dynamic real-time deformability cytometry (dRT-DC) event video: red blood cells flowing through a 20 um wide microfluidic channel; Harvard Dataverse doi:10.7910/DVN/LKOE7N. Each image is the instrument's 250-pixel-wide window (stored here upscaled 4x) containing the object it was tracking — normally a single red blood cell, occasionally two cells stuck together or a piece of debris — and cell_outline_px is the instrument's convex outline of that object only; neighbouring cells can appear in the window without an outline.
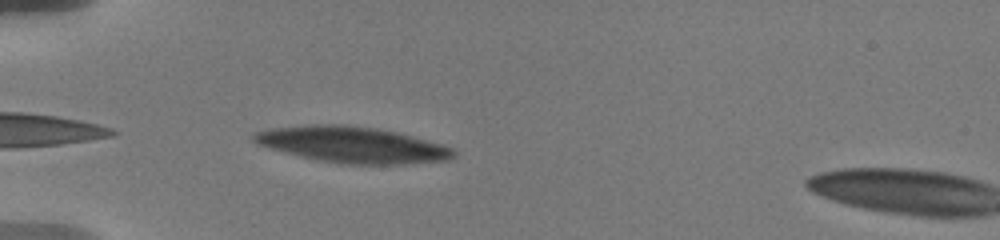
{"species": "human", "species_latin": "Homo sapiens", "temperature_condition": "warm", "stored_images_in_passage": 15, "camera_frame_rate_fps": 3000, "um_per_image_px": 0.085, "donor": {"sex": "male"}, "frame": {"image": 1, "passage_image": 4, "time_ms": 0.667, "image_size_px": [1000, 240], "cell_outline_px": [[456, 152], [448, 160], [404, 164], [344, 164], [316, 160], [300, 156], [256, 144], [252, 140], [252, 136], [256, 132], [276, 128], [316, 124], [344, 124], [376, 128], [396, 132], [440, 144], [452, 148]], "centroid_in_image_um": [29.93, 12.3], "position_along_channel_um": 55.1, "area_um2": 41.5}}
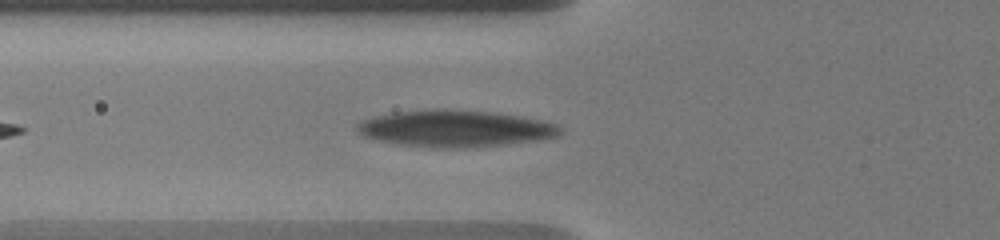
{"frame": {"image": 2, "passage_image": 12, "time_ms": 2.0, "image_size_px": [1000, 240], "cell_outline_px": [[560, 132], [556, 136], [536, 140], [508, 144], [476, 148], [432, 148], [400, 144], [360, 136], [356, 132], [356, 124], [364, 120], [376, 116], [392, 112], [432, 108], [448, 108], [492, 112], [520, 116], [540, 120], [556, 124], [560, 128]], "centroid_in_image_um": [38.63, 10.92], "position_along_channel_um": 87.2, "area_um2": 43.87}}